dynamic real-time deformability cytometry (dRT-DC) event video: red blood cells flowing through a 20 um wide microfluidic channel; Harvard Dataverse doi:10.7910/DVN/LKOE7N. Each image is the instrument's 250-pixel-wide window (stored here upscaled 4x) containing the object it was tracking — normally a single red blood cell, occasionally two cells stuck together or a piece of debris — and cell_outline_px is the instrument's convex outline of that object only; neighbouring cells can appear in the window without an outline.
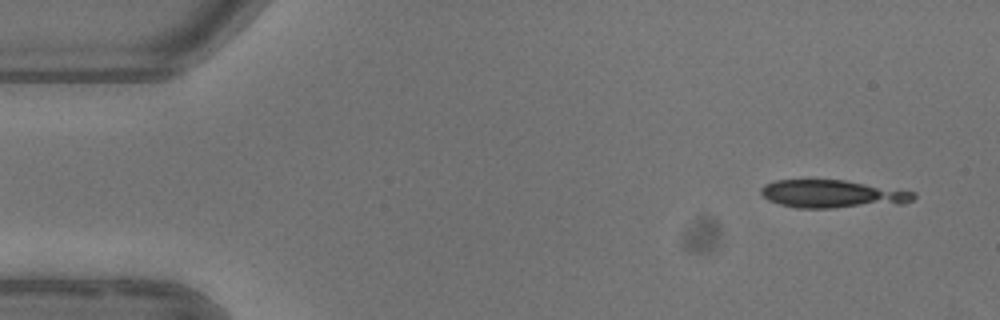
{"species": "common noctule bat (a hibernating species)", "species_latin": "Nyctalus noctula", "temperature_condition": "warm", "stored_images_in_passage": 4, "camera_frame_rate_fps": 3000, "um_per_image_px": 0.085, "animal": {"sex": "female"}, "frame": {"image": 1, "passage_image": 1, "time_ms": 0.0, "image_size_px": [1000, 320], "cell_outline_px": [[916, 196], [912, 200], [904, 204], [832, 208], [796, 208], [780, 204], [768, 200], [760, 192], [760, 188], [764, 184], [776, 180], [844, 180], [916, 192]], "centroid_in_image_um": [70.77, 16.5], "position_along_channel_um": 14.2, "area_um2": 24.97}}